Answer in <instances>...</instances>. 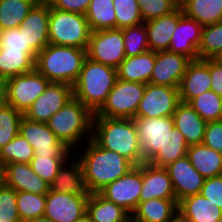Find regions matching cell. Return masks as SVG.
Returning <instances> with one entry per match:
<instances>
[{"instance_id":"obj_25","label":"cell","mask_w":222,"mask_h":222,"mask_svg":"<svg viewBox=\"0 0 222 222\" xmlns=\"http://www.w3.org/2000/svg\"><path fill=\"white\" fill-rule=\"evenodd\" d=\"M172 117L188 146L202 144L207 122L188 103L180 101Z\"/></svg>"},{"instance_id":"obj_38","label":"cell","mask_w":222,"mask_h":222,"mask_svg":"<svg viewBox=\"0 0 222 222\" xmlns=\"http://www.w3.org/2000/svg\"><path fill=\"white\" fill-rule=\"evenodd\" d=\"M222 51V21L203 26L198 47L199 59L216 58Z\"/></svg>"},{"instance_id":"obj_51","label":"cell","mask_w":222,"mask_h":222,"mask_svg":"<svg viewBox=\"0 0 222 222\" xmlns=\"http://www.w3.org/2000/svg\"><path fill=\"white\" fill-rule=\"evenodd\" d=\"M7 104L4 84H0V110Z\"/></svg>"},{"instance_id":"obj_16","label":"cell","mask_w":222,"mask_h":222,"mask_svg":"<svg viewBox=\"0 0 222 222\" xmlns=\"http://www.w3.org/2000/svg\"><path fill=\"white\" fill-rule=\"evenodd\" d=\"M190 61L188 57L168 50L156 52V61L149 83L179 88Z\"/></svg>"},{"instance_id":"obj_56","label":"cell","mask_w":222,"mask_h":222,"mask_svg":"<svg viewBox=\"0 0 222 222\" xmlns=\"http://www.w3.org/2000/svg\"><path fill=\"white\" fill-rule=\"evenodd\" d=\"M123 222H134L132 216L130 215L126 220H124Z\"/></svg>"},{"instance_id":"obj_39","label":"cell","mask_w":222,"mask_h":222,"mask_svg":"<svg viewBox=\"0 0 222 222\" xmlns=\"http://www.w3.org/2000/svg\"><path fill=\"white\" fill-rule=\"evenodd\" d=\"M16 203L20 220L26 222L44 216L46 195L18 191L16 192Z\"/></svg>"},{"instance_id":"obj_4","label":"cell","mask_w":222,"mask_h":222,"mask_svg":"<svg viewBox=\"0 0 222 222\" xmlns=\"http://www.w3.org/2000/svg\"><path fill=\"white\" fill-rule=\"evenodd\" d=\"M117 79V69L86 57L73 86V97L95 114L106 102Z\"/></svg>"},{"instance_id":"obj_24","label":"cell","mask_w":222,"mask_h":222,"mask_svg":"<svg viewBox=\"0 0 222 222\" xmlns=\"http://www.w3.org/2000/svg\"><path fill=\"white\" fill-rule=\"evenodd\" d=\"M183 15L182 8L179 6L170 14L144 22L149 50L154 52L168 50L172 34Z\"/></svg>"},{"instance_id":"obj_41","label":"cell","mask_w":222,"mask_h":222,"mask_svg":"<svg viewBox=\"0 0 222 222\" xmlns=\"http://www.w3.org/2000/svg\"><path fill=\"white\" fill-rule=\"evenodd\" d=\"M23 114L6 104L0 110V149L19 134Z\"/></svg>"},{"instance_id":"obj_21","label":"cell","mask_w":222,"mask_h":222,"mask_svg":"<svg viewBox=\"0 0 222 222\" xmlns=\"http://www.w3.org/2000/svg\"><path fill=\"white\" fill-rule=\"evenodd\" d=\"M211 90L210 58L191 60L179 86L180 101L188 103L192 98Z\"/></svg>"},{"instance_id":"obj_30","label":"cell","mask_w":222,"mask_h":222,"mask_svg":"<svg viewBox=\"0 0 222 222\" xmlns=\"http://www.w3.org/2000/svg\"><path fill=\"white\" fill-rule=\"evenodd\" d=\"M186 156L205 179L222 175V153L203 144H196L189 146Z\"/></svg>"},{"instance_id":"obj_14","label":"cell","mask_w":222,"mask_h":222,"mask_svg":"<svg viewBox=\"0 0 222 222\" xmlns=\"http://www.w3.org/2000/svg\"><path fill=\"white\" fill-rule=\"evenodd\" d=\"M72 98L73 86L50 82L23 116L31 121L46 123Z\"/></svg>"},{"instance_id":"obj_2","label":"cell","mask_w":222,"mask_h":222,"mask_svg":"<svg viewBox=\"0 0 222 222\" xmlns=\"http://www.w3.org/2000/svg\"><path fill=\"white\" fill-rule=\"evenodd\" d=\"M90 138L103 149L119 153L135 166L144 162L132 119L93 117Z\"/></svg>"},{"instance_id":"obj_49","label":"cell","mask_w":222,"mask_h":222,"mask_svg":"<svg viewBox=\"0 0 222 222\" xmlns=\"http://www.w3.org/2000/svg\"><path fill=\"white\" fill-rule=\"evenodd\" d=\"M51 8L85 15L91 0H46Z\"/></svg>"},{"instance_id":"obj_12","label":"cell","mask_w":222,"mask_h":222,"mask_svg":"<svg viewBox=\"0 0 222 222\" xmlns=\"http://www.w3.org/2000/svg\"><path fill=\"white\" fill-rule=\"evenodd\" d=\"M19 134L34 148V156L69 157L71 154V150L57 138L46 123L31 121L23 116Z\"/></svg>"},{"instance_id":"obj_32","label":"cell","mask_w":222,"mask_h":222,"mask_svg":"<svg viewBox=\"0 0 222 222\" xmlns=\"http://www.w3.org/2000/svg\"><path fill=\"white\" fill-rule=\"evenodd\" d=\"M87 213L93 222H123L130 216L122 207L105 199L99 193L89 194Z\"/></svg>"},{"instance_id":"obj_19","label":"cell","mask_w":222,"mask_h":222,"mask_svg":"<svg viewBox=\"0 0 222 222\" xmlns=\"http://www.w3.org/2000/svg\"><path fill=\"white\" fill-rule=\"evenodd\" d=\"M202 27L196 20L183 15L172 34L168 51L184 55L190 60L199 59Z\"/></svg>"},{"instance_id":"obj_29","label":"cell","mask_w":222,"mask_h":222,"mask_svg":"<svg viewBox=\"0 0 222 222\" xmlns=\"http://www.w3.org/2000/svg\"><path fill=\"white\" fill-rule=\"evenodd\" d=\"M67 159L59 168L57 175L50 184V190L69 194H89L84 183L83 168L80 160L67 164ZM65 168V169H64Z\"/></svg>"},{"instance_id":"obj_27","label":"cell","mask_w":222,"mask_h":222,"mask_svg":"<svg viewBox=\"0 0 222 222\" xmlns=\"http://www.w3.org/2000/svg\"><path fill=\"white\" fill-rule=\"evenodd\" d=\"M155 61L156 52L151 50L133 57H126L117 68L118 79L148 84Z\"/></svg>"},{"instance_id":"obj_26","label":"cell","mask_w":222,"mask_h":222,"mask_svg":"<svg viewBox=\"0 0 222 222\" xmlns=\"http://www.w3.org/2000/svg\"><path fill=\"white\" fill-rule=\"evenodd\" d=\"M134 222H177V200L152 198L140 202L131 214Z\"/></svg>"},{"instance_id":"obj_35","label":"cell","mask_w":222,"mask_h":222,"mask_svg":"<svg viewBox=\"0 0 222 222\" xmlns=\"http://www.w3.org/2000/svg\"><path fill=\"white\" fill-rule=\"evenodd\" d=\"M85 16L91 31L116 28L113 0H91Z\"/></svg>"},{"instance_id":"obj_48","label":"cell","mask_w":222,"mask_h":222,"mask_svg":"<svg viewBox=\"0 0 222 222\" xmlns=\"http://www.w3.org/2000/svg\"><path fill=\"white\" fill-rule=\"evenodd\" d=\"M202 144L222 153V123L207 122Z\"/></svg>"},{"instance_id":"obj_1","label":"cell","mask_w":222,"mask_h":222,"mask_svg":"<svg viewBox=\"0 0 222 222\" xmlns=\"http://www.w3.org/2000/svg\"><path fill=\"white\" fill-rule=\"evenodd\" d=\"M86 144L85 152L82 153L79 160L89 194L98 193L135 166L119 153L98 146L91 138Z\"/></svg>"},{"instance_id":"obj_46","label":"cell","mask_w":222,"mask_h":222,"mask_svg":"<svg viewBox=\"0 0 222 222\" xmlns=\"http://www.w3.org/2000/svg\"><path fill=\"white\" fill-rule=\"evenodd\" d=\"M0 49L33 51L26 45L25 28L20 26L0 31Z\"/></svg>"},{"instance_id":"obj_7","label":"cell","mask_w":222,"mask_h":222,"mask_svg":"<svg viewBox=\"0 0 222 222\" xmlns=\"http://www.w3.org/2000/svg\"><path fill=\"white\" fill-rule=\"evenodd\" d=\"M146 84L117 79L106 102L94 117L132 119L136 115Z\"/></svg>"},{"instance_id":"obj_15","label":"cell","mask_w":222,"mask_h":222,"mask_svg":"<svg viewBox=\"0 0 222 222\" xmlns=\"http://www.w3.org/2000/svg\"><path fill=\"white\" fill-rule=\"evenodd\" d=\"M89 194H69L49 190L45 213L52 222H75L87 212Z\"/></svg>"},{"instance_id":"obj_31","label":"cell","mask_w":222,"mask_h":222,"mask_svg":"<svg viewBox=\"0 0 222 222\" xmlns=\"http://www.w3.org/2000/svg\"><path fill=\"white\" fill-rule=\"evenodd\" d=\"M179 6L185 16L202 26L222 21V0H184Z\"/></svg>"},{"instance_id":"obj_58","label":"cell","mask_w":222,"mask_h":222,"mask_svg":"<svg viewBox=\"0 0 222 222\" xmlns=\"http://www.w3.org/2000/svg\"><path fill=\"white\" fill-rule=\"evenodd\" d=\"M219 121L222 123V113H221V116H220V119H219Z\"/></svg>"},{"instance_id":"obj_8","label":"cell","mask_w":222,"mask_h":222,"mask_svg":"<svg viewBox=\"0 0 222 222\" xmlns=\"http://www.w3.org/2000/svg\"><path fill=\"white\" fill-rule=\"evenodd\" d=\"M49 83L50 81L36 69L9 78L3 83L7 104L24 115L32 103L45 91Z\"/></svg>"},{"instance_id":"obj_33","label":"cell","mask_w":222,"mask_h":222,"mask_svg":"<svg viewBox=\"0 0 222 222\" xmlns=\"http://www.w3.org/2000/svg\"><path fill=\"white\" fill-rule=\"evenodd\" d=\"M188 144L183 134L174 126L167 137L166 144L148 161L156 167H166L175 160L186 156Z\"/></svg>"},{"instance_id":"obj_45","label":"cell","mask_w":222,"mask_h":222,"mask_svg":"<svg viewBox=\"0 0 222 222\" xmlns=\"http://www.w3.org/2000/svg\"><path fill=\"white\" fill-rule=\"evenodd\" d=\"M16 191L6 184L0 188V222H19Z\"/></svg>"},{"instance_id":"obj_52","label":"cell","mask_w":222,"mask_h":222,"mask_svg":"<svg viewBox=\"0 0 222 222\" xmlns=\"http://www.w3.org/2000/svg\"><path fill=\"white\" fill-rule=\"evenodd\" d=\"M6 184L5 182V167L0 162V188H2Z\"/></svg>"},{"instance_id":"obj_43","label":"cell","mask_w":222,"mask_h":222,"mask_svg":"<svg viewBox=\"0 0 222 222\" xmlns=\"http://www.w3.org/2000/svg\"><path fill=\"white\" fill-rule=\"evenodd\" d=\"M69 157L34 156L29 163L32 170L49 185L58 173L61 165Z\"/></svg>"},{"instance_id":"obj_36","label":"cell","mask_w":222,"mask_h":222,"mask_svg":"<svg viewBox=\"0 0 222 222\" xmlns=\"http://www.w3.org/2000/svg\"><path fill=\"white\" fill-rule=\"evenodd\" d=\"M34 157V148L21 135L17 134L9 143L0 149V162L29 164Z\"/></svg>"},{"instance_id":"obj_42","label":"cell","mask_w":222,"mask_h":222,"mask_svg":"<svg viewBox=\"0 0 222 222\" xmlns=\"http://www.w3.org/2000/svg\"><path fill=\"white\" fill-rule=\"evenodd\" d=\"M116 28L124 29L143 23L137 0H113Z\"/></svg>"},{"instance_id":"obj_13","label":"cell","mask_w":222,"mask_h":222,"mask_svg":"<svg viewBox=\"0 0 222 222\" xmlns=\"http://www.w3.org/2000/svg\"><path fill=\"white\" fill-rule=\"evenodd\" d=\"M179 102V88L148 83L135 116L144 118L173 116Z\"/></svg>"},{"instance_id":"obj_17","label":"cell","mask_w":222,"mask_h":222,"mask_svg":"<svg viewBox=\"0 0 222 222\" xmlns=\"http://www.w3.org/2000/svg\"><path fill=\"white\" fill-rule=\"evenodd\" d=\"M164 168L171 178L177 202L185 197L200 194L205 178L192 166L187 156L175 160Z\"/></svg>"},{"instance_id":"obj_55","label":"cell","mask_w":222,"mask_h":222,"mask_svg":"<svg viewBox=\"0 0 222 222\" xmlns=\"http://www.w3.org/2000/svg\"><path fill=\"white\" fill-rule=\"evenodd\" d=\"M215 59H217L219 62L222 63V51L218 54V56Z\"/></svg>"},{"instance_id":"obj_10","label":"cell","mask_w":222,"mask_h":222,"mask_svg":"<svg viewBox=\"0 0 222 222\" xmlns=\"http://www.w3.org/2000/svg\"><path fill=\"white\" fill-rule=\"evenodd\" d=\"M144 162H148L166 144L169 133L174 128L172 116L144 118L133 117Z\"/></svg>"},{"instance_id":"obj_37","label":"cell","mask_w":222,"mask_h":222,"mask_svg":"<svg viewBox=\"0 0 222 222\" xmlns=\"http://www.w3.org/2000/svg\"><path fill=\"white\" fill-rule=\"evenodd\" d=\"M188 104L206 122L219 121L222 113V97L212 90L192 98Z\"/></svg>"},{"instance_id":"obj_34","label":"cell","mask_w":222,"mask_h":222,"mask_svg":"<svg viewBox=\"0 0 222 222\" xmlns=\"http://www.w3.org/2000/svg\"><path fill=\"white\" fill-rule=\"evenodd\" d=\"M39 0H0V31L17 28Z\"/></svg>"},{"instance_id":"obj_50","label":"cell","mask_w":222,"mask_h":222,"mask_svg":"<svg viewBox=\"0 0 222 222\" xmlns=\"http://www.w3.org/2000/svg\"><path fill=\"white\" fill-rule=\"evenodd\" d=\"M211 90L222 97V63L210 58Z\"/></svg>"},{"instance_id":"obj_44","label":"cell","mask_w":222,"mask_h":222,"mask_svg":"<svg viewBox=\"0 0 222 222\" xmlns=\"http://www.w3.org/2000/svg\"><path fill=\"white\" fill-rule=\"evenodd\" d=\"M143 22L170 14L179 7L176 0H137Z\"/></svg>"},{"instance_id":"obj_20","label":"cell","mask_w":222,"mask_h":222,"mask_svg":"<svg viewBox=\"0 0 222 222\" xmlns=\"http://www.w3.org/2000/svg\"><path fill=\"white\" fill-rule=\"evenodd\" d=\"M152 198L176 200L171 178L164 167H156L149 162L142 163V189L140 202Z\"/></svg>"},{"instance_id":"obj_22","label":"cell","mask_w":222,"mask_h":222,"mask_svg":"<svg viewBox=\"0 0 222 222\" xmlns=\"http://www.w3.org/2000/svg\"><path fill=\"white\" fill-rule=\"evenodd\" d=\"M179 222H222V210L201 194L178 202Z\"/></svg>"},{"instance_id":"obj_23","label":"cell","mask_w":222,"mask_h":222,"mask_svg":"<svg viewBox=\"0 0 222 222\" xmlns=\"http://www.w3.org/2000/svg\"><path fill=\"white\" fill-rule=\"evenodd\" d=\"M4 167L6 185L16 192L25 191L39 195L49 192L50 185L32 170L30 164L10 163Z\"/></svg>"},{"instance_id":"obj_53","label":"cell","mask_w":222,"mask_h":222,"mask_svg":"<svg viewBox=\"0 0 222 222\" xmlns=\"http://www.w3.org/2000/svg\"><path fill=\"white\" fill-rule=\"evenodd\" d=\"M75 222H93L91 216L85 212L79 219Z\"/></svg>"},{"instance_id":"obj_18","label":"cell","mask_w":222,"mask_h":222,"mask_svg":"<svg viewBox=\"0 0 222 222\" xmlns=\"http://www.w3.org/2000/svg\"><path fill=\"white\" fill-rule=\"evenodd\" d=\"M20 27L25 28L26 45L38 54L49 44V4L39 0L30 10Z\"/></svg>"},{"instance_id":"obj_5","label":"cell","mask_w":222,"mask_h":222,"mask_svg":"<svg viewBox=\"0 0 222 222\" xmlns=\"http://www.w3.org/2000/svg\"><path fill=\"white\" fill-rule=\"evenodd\" d=\"M93 117L94 113L73 97L46 124L67 148L73 150L87 132L92 131Z\"/></svg>"},{"instance_id":"obj_6","label":"cell","mask_w":222,"mask_h":222,"mask_svg":"<svg viewBox=\"0 0 222 222\" xmlns=\"http://www.w3.org/2000/svg\"><path fill=\"white\" fill-rule=\"evenodd\" d=\"M49 43L87 49L91 29L85 15L51 8L49 5Z\"/></svg>"},{"instance_id":"obj_40","label":"cell","mask_w":222,"mask_h":222,"mask_svg":"<svg viewBox=\"0 0 222 222\" xmlns=\"http://www.w3.org/2000/svg\"><path fill=\"white\" fill-rule=\"evenodd\" d=\"M126 57H133L149 51L147 30L144 22L123 29Z\"/></svg>"},{"instance_id":"obj_11","label":"cell","mask_w":222,"mask_h":222,"mask_svg":"<svg viewBox=\"0 0 222 222\" xmlns=\"http://www.w3.org/2000/svg\"><path fill=\"white\" fill-rule=\"evenodd\" d=\"M141 189L142 164L134 166L127 174L106 185L98 193L131 215L139 204Z\"/></svg>"},{"instance_id":"obj_57","label":"cell","mask_w":222,"mask_h":222,"mask_svg":"<svg viewBox=\"0 0 222 222\" xmlns=\"http://www.w3.org/2000/svg\"><path fill=\"white\" fill-rule=\"evenodd\" d=\"M176 1L180 5L184 0H176Z\"/></svg>"},{"instance_id":"obj_28","label":"cell","mask_w":222,"mask_h":222,"mask_svg":"<svg viewBox=\"0 0 222 222\" xmlns=\"http://www.w3.org/2000/svg\"><path fill=\"white\" fill-rule=\"evenodd\" d=\"M37 54L34 51L0 49V81L29 73L35 69Z\"/></svg>"},{"instance_id":"obj_54","label":"cell","mask_w":222,"mask_h":222,"mask_svg":"<svg viewBox=\"0 0 222 222\" xmlns=\"http://www.w3.org/2000/svg\"><path fill=\"white\" fill-rule=\"evenodd\" d=\"M26 222H52L50 219H48L46 216H40L33 218L31 220H28Z\"/></svg>"},{"instance_id":"obj_3","label":"cell","mask_w":222,"mask_h":222,"mask_svg":"<svg viewBox=\"0 0 222 222\" xmlns=\"http://www.w3.org/2000/svg\"><path fill=\"white\" fill-rule=\"evenodd\" d=\"M86 57V49L49 43L37 54L35 69L50 82L74 86Z\"/></svg>"},{"instance_id":"obj_47","label":"cell","mask_w":222,"mask_h":222,"mask_svg":"<svg viewBox=\"0 0 222 222\" xmlns=\"http://www.w3.org/2000/svg\"><path fill=\"white\" fill-rule=\"evenodd\" d=\"M200 194L222 210V175L206 178Z\"/></svg>"},{"instance_id":"obj_9","label":"cell","mask_w":222,"mask_h":222,"mask_svg":"<svg viewBox=\"0 0 222 222\" xmlns=\"http://www.w3.org/2000/svg\"><path fill=\"white\" fill-rule=\"evenodd\" d=\"M87 58L117 69L126 58L123 29L91 31Z\"/></svg>"}]
</instances>
